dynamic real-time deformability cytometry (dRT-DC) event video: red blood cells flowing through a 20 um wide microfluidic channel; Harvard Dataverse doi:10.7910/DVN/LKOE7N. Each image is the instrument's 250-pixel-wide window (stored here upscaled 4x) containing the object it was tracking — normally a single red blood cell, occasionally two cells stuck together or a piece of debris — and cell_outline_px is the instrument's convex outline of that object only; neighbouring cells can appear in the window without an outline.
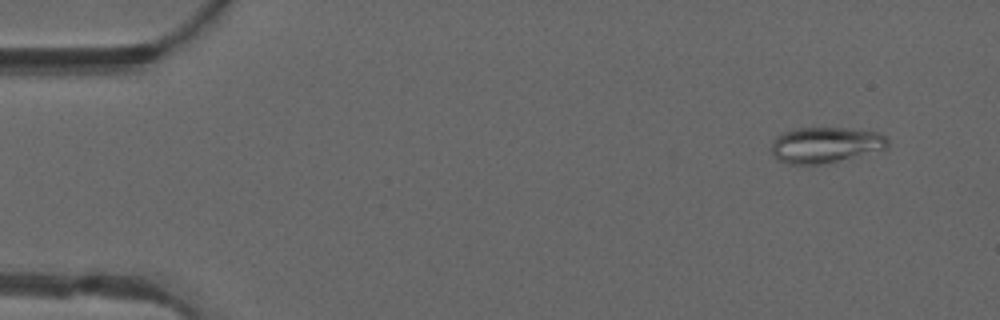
{"species": "common noctule bat (a hibernating species)", "species_latin": "Nyctalus noctula", "temperature_condition": "warm", "stored_images_in_passage": 49, "camera_frame_rate_fps": 3000, "um_per_image_px": 0.085, "animal": {"sex": "male", "forearm_length_mm": 52.5}, "frame": {"image": 1, "passage_image": 4, "time_ms": 1.0, "image_size_px": [1000, 320], "cell_outline_px": [[888, 148], [820, 164], [788, 164], [776, 160], [772, 156], [772, 144], [776, 136], [784, 132], [796, 128], [844, 128], [876, 132], [884, 136], [888, 140]], "centroid_in_image_um": [70.1, 12.32], "position_along_channel_um": 14.9, "area_um2": 23.93}}
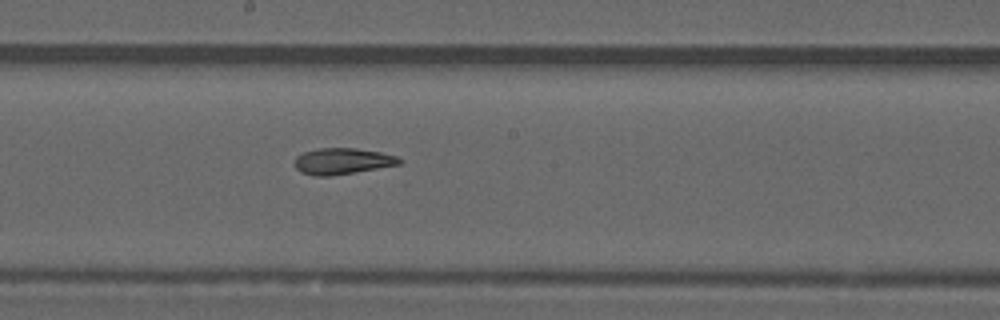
{"frame": {"image": 2, "passage_image": 27, "time_ms": 8.667, "image_size_px": [1000, 320], "cell_outline_px": [[404, 160], [396, 168], [332, 176], [316, 176], [300, 172], [296, 168], [296, 156], [304, 152], [320, 148], [356, 148], [380, 152], [396, 156]], "centroid_in_image_um": [29.25, 13.73], "position_along_channel_um": 218.9, "area_um2": 16.7}}
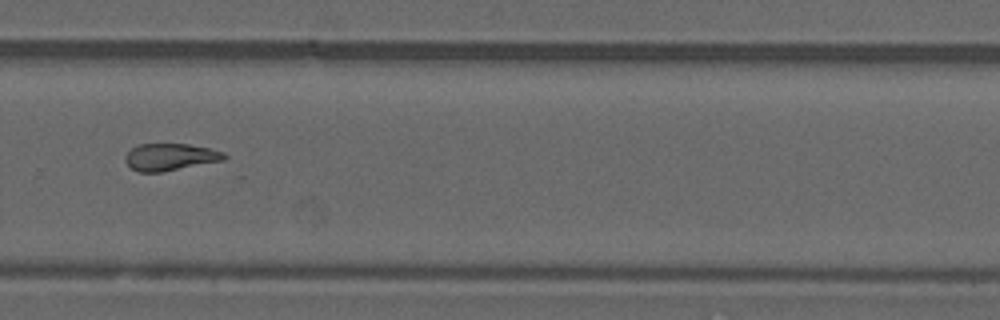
{"frame": {"image": 3, "passage_image": 34, "time_ms": 11.0, "image_size_px": [1000, 320], "cell_outline_px": [[228, 156], [224, 160], [160, 172], [140, 172], [132, 168], [124, 160], [124, 156], [132, 148], [140, 144], [188, 144], [212, 148], [224, 152]], "centroid_in_image_um": [14.49, 13.33], "position_along_channel_um": 315.3, "area_um2": 15.55}, "authors_computed_cell_mechanics": {"area_um2": 16.9354, "velocity_mm_per_s": 4.1494, "shape_relaxation_time_tau1_ms": null, "shape_relaxation_time_tau2_ms": 7.0796, "deformation_change_tau1": null, "deformation_change_tau2": 0.1552}}